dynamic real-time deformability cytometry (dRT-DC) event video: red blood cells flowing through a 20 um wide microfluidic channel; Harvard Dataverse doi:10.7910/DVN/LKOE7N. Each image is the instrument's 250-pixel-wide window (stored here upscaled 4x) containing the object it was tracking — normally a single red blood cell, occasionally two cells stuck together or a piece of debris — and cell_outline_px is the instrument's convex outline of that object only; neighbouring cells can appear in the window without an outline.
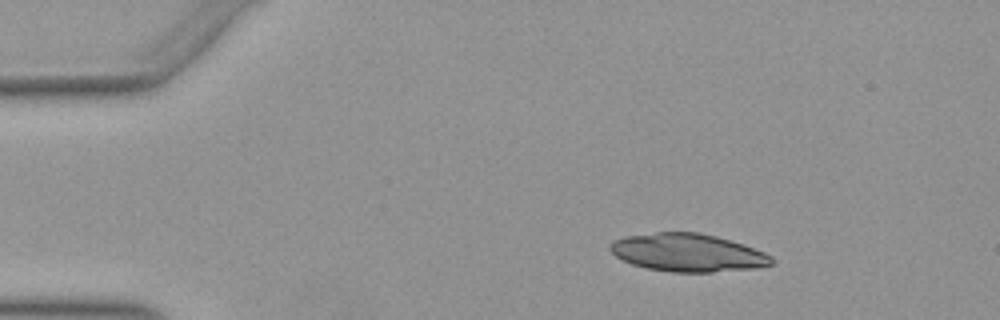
{"species": "Egyptian fruit bat (a non-hibernating species)", "species_latin": "Rousettus aegyptiacus", "temperature_condition": "warm", "stored_images_in_passage": 24, "camera_frame_rate_fps": 3000, "um_per_image_px": 0.085, "animal": {"sex": "female"}, "frame": {"image": 1, "passage_image": 7, "time_ms": 2.0, "image_size_px": [1000, 320], "cell_outline_px": [[772, 264], [752, 268], [712, 272], [672, 272], [648, 268], [632, 264], [616, 256], [608, 248], [608, 244], [612, 240], [624, 236], [656, 232], [700, 232], [716, 236], [744, 244], [764, 252], [772, 256]], "centroid_in_image_um": [58.42, 21.46], "position_along_channel_um": 26.6, "area_um2": 35.66}}